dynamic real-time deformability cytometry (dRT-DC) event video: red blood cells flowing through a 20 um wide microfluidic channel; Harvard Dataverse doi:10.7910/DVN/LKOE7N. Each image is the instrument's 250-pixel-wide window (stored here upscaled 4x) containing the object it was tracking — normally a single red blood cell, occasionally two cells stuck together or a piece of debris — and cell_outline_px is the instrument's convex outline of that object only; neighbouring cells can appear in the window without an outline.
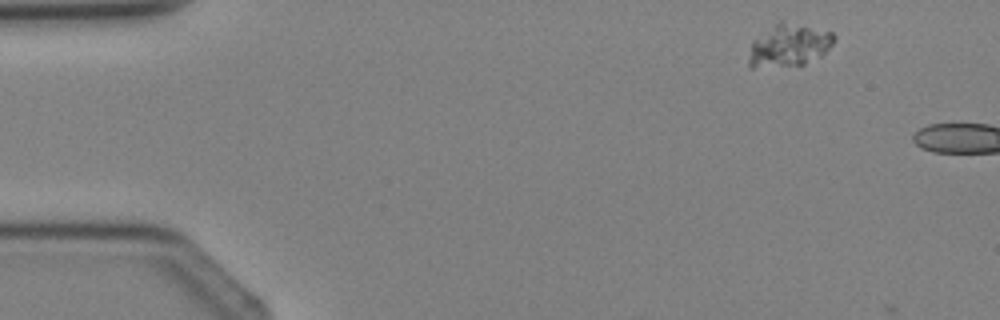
{"species": "Egyptian fruit bat (a non-hibernating species)", "species_latin": "Rousettus aegyptiacus", "temperature_condition": "cold", "stored_images_in_passage": 2, "camera_frame_rate_fps": 3000, "um_per_image_px": 0.085, "animal": {"sex": "female"}, "frame": {"image": 1, "passage_image": 1, "time_ms": 0.0, "image_size_px": [1000, 320], "cell_outline_px": [[836, 40], [820, 56], [804, 64], [752, 68], [748, 68], [748, 60], [752, 40], [776, 20], [780, 20], [832, 32], [836, 36]], "centroid_in_image_um": [67.01, 3.83], "position_along_channel_um": 18.0, "area_um2": 21.27}}